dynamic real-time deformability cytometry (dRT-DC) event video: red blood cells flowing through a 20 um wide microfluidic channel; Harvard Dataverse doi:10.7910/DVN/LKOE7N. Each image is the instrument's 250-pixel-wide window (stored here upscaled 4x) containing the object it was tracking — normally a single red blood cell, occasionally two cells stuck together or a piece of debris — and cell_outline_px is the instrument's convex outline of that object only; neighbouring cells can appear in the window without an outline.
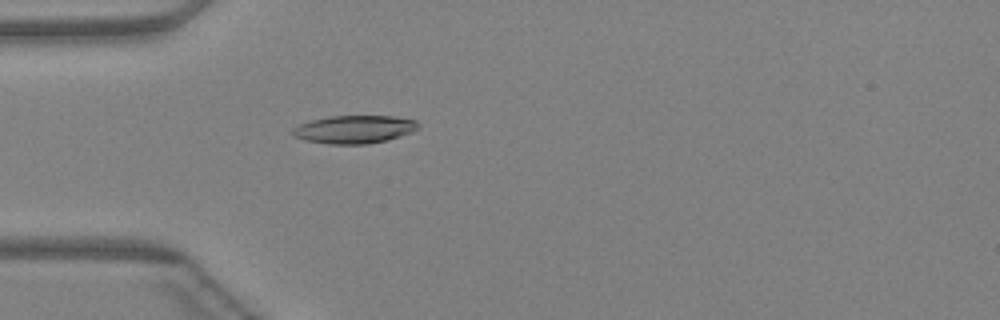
{"species": "Egyptian fruit bat (a non-hibernating species)", "species_latin": "Rousettus aegyptiacus", "temperature_condition": "warm", "stored_images_in_passage": 46, "camera_frame_rate_fps": 3000, "um_per_image_px": 0.085, "animal": {"sex": "female"}, "frame": {"image": 1, "passage_image": 14, "time_ms": 4.333, "image_size_px": [1000, 320], "cell_outline_px": [[420, 128], [412, 132], [388, 140], [368, 144], [328, 144], [304, 140], [292, 136], [292, 128], [300, 124], [312, 120], [328, 116], [392, 116], [416, 120], [420, 124]], "centroid_in_image_um": [30.13, 11.0], "position_along_channel_um": 54.9, "area_um2": 20.69}}
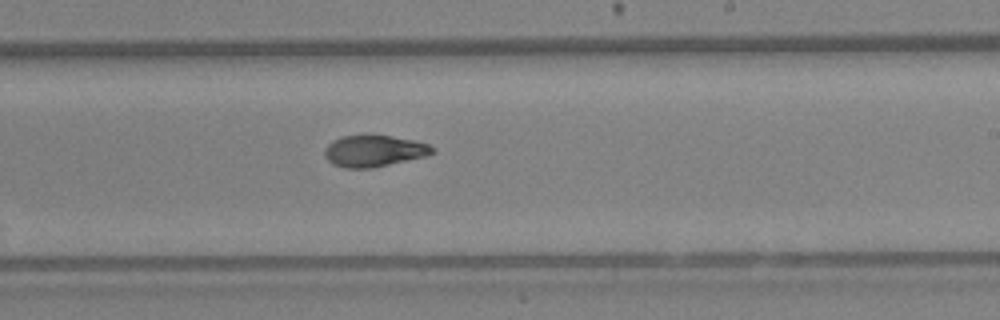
{"frame": {"image": 2, "passage_image": 28, "time_ms": 9.0, "image_size_px": [1000, 320], "cell_outline_px": [[436, 152], [424, 156], [372, 168], [344, 168], [332, 164], [328, 160], [324, 152], [324, 148], [332, 140], [340, 136], [372, 132], [412, 140], [428, 144], [436, 148]], "centroid_in_image_um": [31.75, 12.78], "position_along_channel_um": 257.2, "area_um2": 20.35}}
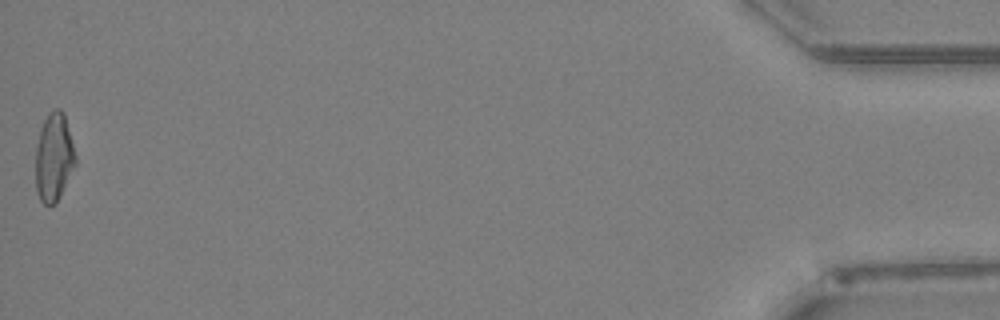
{"frame": {"image": 3, "passage_image": 46, "time_ms": 15.0, "image_size_px": [1000, 320], "cell_outline_px": [[76, 164], [56, 204], [44, 204], [40, 200], [36, 192], [36, 148], [40, 128], [48, 112], [52, 108], [60, 108], [64, 112], [76, 156]], "centroid_in_image_um": [4.58, 13.35], "position_along_channel_um": 430.6, "area_um2": 20.63}}